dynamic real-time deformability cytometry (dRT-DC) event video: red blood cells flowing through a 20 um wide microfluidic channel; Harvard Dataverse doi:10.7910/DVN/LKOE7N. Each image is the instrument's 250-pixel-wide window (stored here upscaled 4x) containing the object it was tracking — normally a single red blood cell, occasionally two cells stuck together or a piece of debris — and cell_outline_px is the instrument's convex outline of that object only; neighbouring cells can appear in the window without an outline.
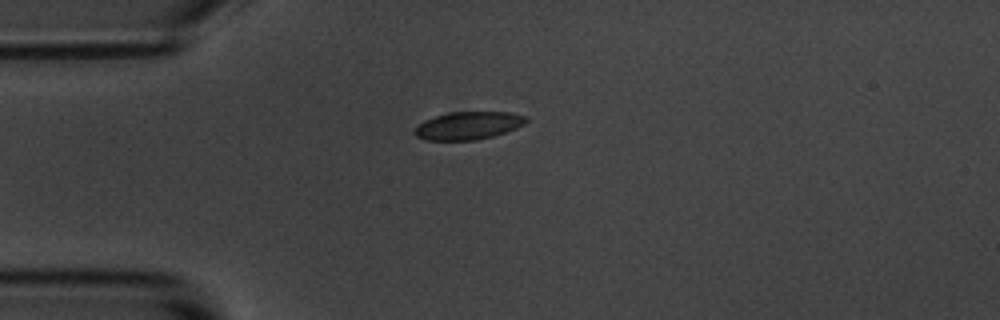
{"species": "common noctule bat (a hibernating species)", "species_latin": "Nyctalus noctula", "temperature_condition": "room temperature", "stored_images_in_passage": 4, "camera_frame_rate_fps": 3000, "um_per_image_px": 0.085, "animal": {"sex": "male", "body_mass_g": 20.1, "forearm_length_mm": 53.5}, "frame": {"image": 1, "passage_image": 4, "time_ms": 4.333, "image_size_px": [1000, 320], "cell_outline_px": [[528, 120], [524, 124], [516, 128], [492, 136], [476, 140], [424, 140], [416, 136], [416, 128], [424, 120], [448, 112], [508, 112], [528, 116]], "centroid_in_image_um": [39.83, 10.67], "position_along_channel_um": 45.2, "area_um2": 17.92}}